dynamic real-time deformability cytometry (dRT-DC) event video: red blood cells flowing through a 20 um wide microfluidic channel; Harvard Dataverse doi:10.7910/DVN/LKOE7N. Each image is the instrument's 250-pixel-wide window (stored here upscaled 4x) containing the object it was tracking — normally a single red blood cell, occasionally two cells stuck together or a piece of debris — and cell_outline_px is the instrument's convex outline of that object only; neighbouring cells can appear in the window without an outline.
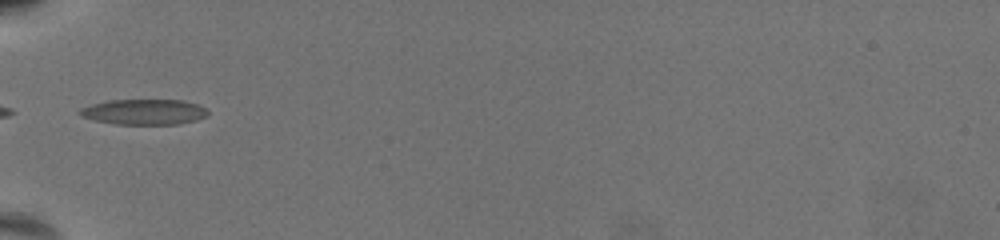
{"species": "common noctule bat (a hibernating species)", "species_latin": "Nyctalus noctula", "temperature_condition": "warm", "stored_images_in_passage": 43, "camera_frame_rate_fps": 3000, "um_per_image_px": 0.085, "animal": {"sex": "female", "body_mass_g": 19.5, "forearm_length_mm": 54.1}, "frame": {"image": 1, "passage_image": 1, "time_ms": 0.0, "image_size_px": [1000, 240], "cell_outline_px": [[208, 116], [196, 120], [180, 124], [112, 124], [80, 116], [76, 112], [80, 108], [92, 104], [108, 100], [184, 100], [196, 104], [204, 108], [208, 112]], "centroid_in_image_um": [12.22, 9.51], "position_along_channel_um": 72.8, "area_um2": 19.07}}
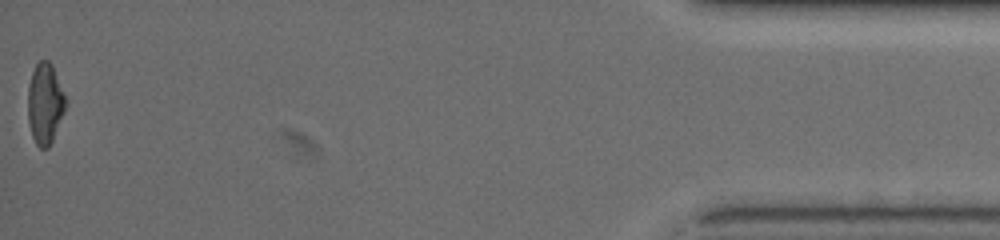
{"frame": {"image": 2, "passage_image": 43, "time_ms": 14.0, "image_size_px": [1000, 240], "cell_outline_px": [[64, 112], [52, 140], [48, 148], [40, 148], [36, 144], [32, 136], [28, 120], [28, 88], [32, 72], [36, 64], [40, 60], [48, 60], [52, 64], [64, 96]], "centroid_in_image_um": [3.79, 8.8], "position_along_channel_um": 431.4, "area_um2": 17.34}, "authors_computed_cell_mechanics": {"area_um2": 18.496, "velocity_mm_per_s": 3.1424, "shape_relaxation_time_tau1_ms": null, "shape_relaxation_time_tau2_ms": 1.9175, "deformation_change_tau1": null, "deformation_change_tau2": 0.0858}}